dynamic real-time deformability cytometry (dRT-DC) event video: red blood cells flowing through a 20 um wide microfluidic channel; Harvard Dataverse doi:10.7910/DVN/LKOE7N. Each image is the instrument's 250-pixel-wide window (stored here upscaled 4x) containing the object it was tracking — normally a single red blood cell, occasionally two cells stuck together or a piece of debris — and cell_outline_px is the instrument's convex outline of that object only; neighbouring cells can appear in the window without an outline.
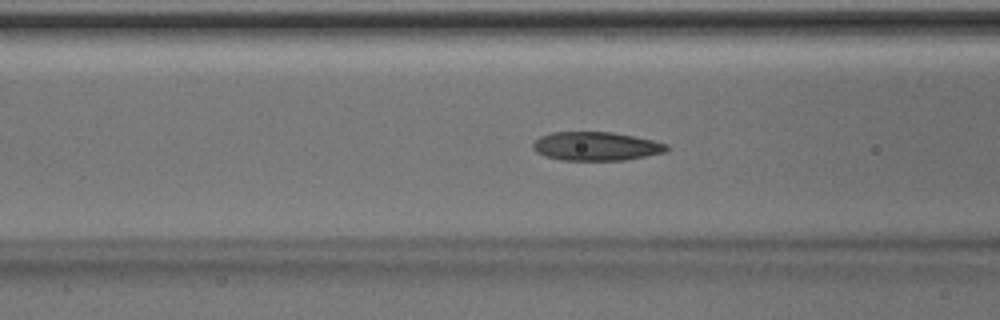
{"species": "Egyptian fruit bat (a non-hibernating species)", "species_latin": "Rousettus aegyptiacus", "temperature_condition": "room temperature", "stored_images_in_passage": 46, "camera_frame_rate_fps": 3000, "um_per_image_px": 0.085, "animal": {"sex": "male"}, "frame": {"image": 1, "passage_image": 15, "time_ms": 4.667, "image_size_px": [1000, 320], "cell_outline_px": [[668, 148], [664, 152], [624, 160], [560, 160], [544, 156], [536, 152], [532, 148], [532, 144], [540, 136], [552, 132], [612, 132], [652, 140], [668, 144]], "centroid_in_image_um": [50.61, 12.43], "position_along_channel_um": 116.0, "area_um2": 22.25}}
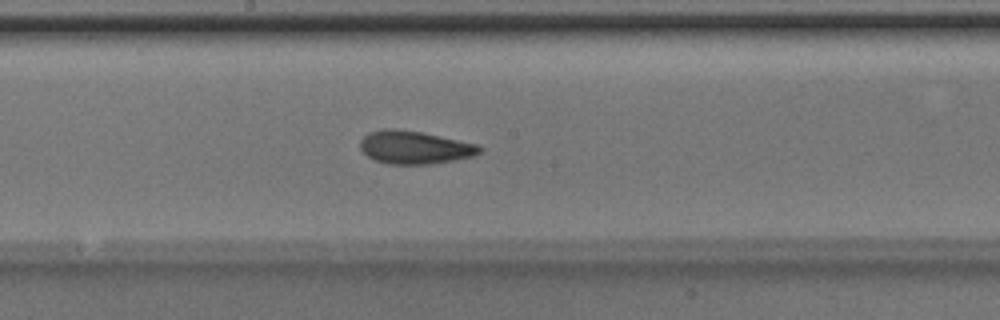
{"frame": {"image": 2, "passage_image": 22, "time_ms": 7.0, "image_size_px": [1000, 320], "cell_outline_px": [[484, 148], [480, 152], [472, 156], [432, 164], [388, 164], [372, 160], [360, 148], [360, 140], [368, 132], [384, 128], [396, 128], [420, 132], [440, 136], [476, 144]], "centroid_in_image_um": [35.19, 12.52], "position_along_channel_um": 213.0, "area_um2": 22.95}}
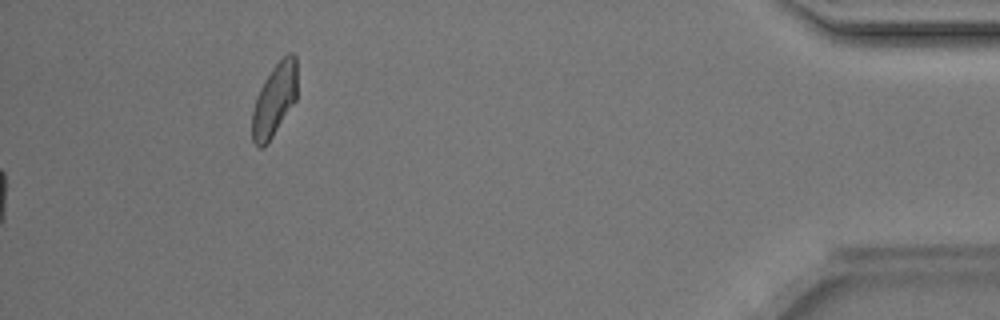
{"frame": {"image": 3, "passage_image": 46, "time_ms": 15.0, "image_size_px": [1000, 320], "cell_outline_px": [[296, 100], [264, 148], [256, 148], [252, 140], [252, 112], [260, 88], [272, 68], [288, 52], [292, 52], [296, 56]], "centroid_in_image_um": [23.32, 8.51], "position_along_channel_um": 411.9, "area_um2": 18.84}, "authors_computed_cell_mechanics": {"area_um2": 21.8773, "velocity_mm_per_s": 4.1558, "shape_relaxation_time_tau1_ms": 7.7756, "shape_relaxation_time_tau2_ms": 2.5518, "deformation_change_tau1": 0.1961, "deformation_change_tau2": 0.0888}}